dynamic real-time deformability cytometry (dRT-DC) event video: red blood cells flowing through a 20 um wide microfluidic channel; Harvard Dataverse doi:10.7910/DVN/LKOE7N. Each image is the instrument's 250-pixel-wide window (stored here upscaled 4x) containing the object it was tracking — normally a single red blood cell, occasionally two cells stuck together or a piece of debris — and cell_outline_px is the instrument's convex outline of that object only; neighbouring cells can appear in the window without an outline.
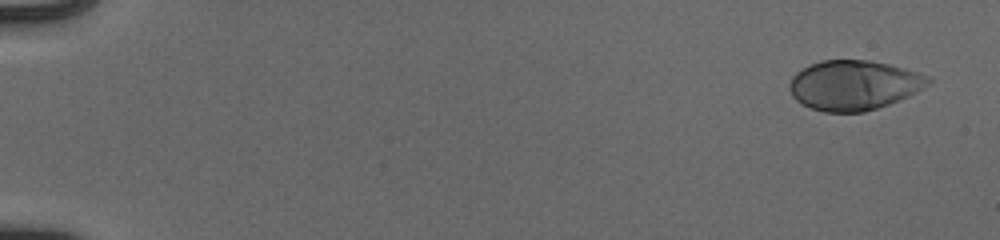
{"species": "human", "species_latin": "Homo sapiens", "temperature_condition": "cold", "stored_images_in_passage": 52, "camera_frame_rate_fps": 3000, "um_per_image_px": 0.085, "donor": {"sex": "male"}, "frame": {"image": 1, "passage_image": 1, "time_ms": 0.0, "image_size_px": [1000, 240], "cell_outline_px": [[932, 80], [928, 84], [908, 96], [888, 104], [864, 112], [824, 112], [812, 108], [796, 100], [792, 96], [788, 88], [792, 76], [796, 72], [820, 60], [868, 60], [888, 64], [916, 72], [928, 76]], "centroid_in_image_um": [72.54, 7.24], "position_along_channel_um": 12.5, "area_um2": 39.82}}
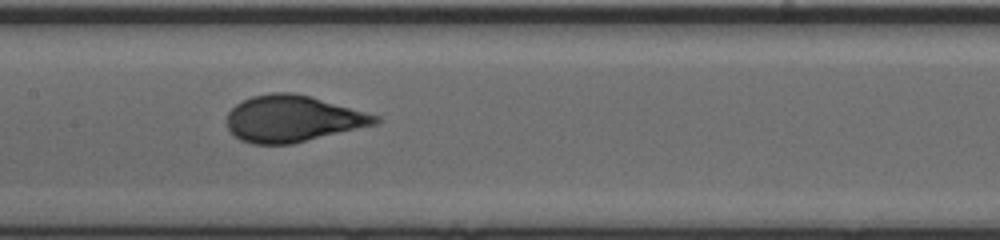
{"frame": {"image": 2, "passage_image": 27, "time_ms": 8.667, "image_size_px": [1000, 240], "cell_outline_px": [[380, 120], [376, 124], [292, 144], [252, 144], [240, 140], [228, 128], [228, 112], [236, 104], [252, 96], [272, 92], [292, 92], [308, 96], [380, 116]], "centroid_in_image_um": [24.86, 10.09], "position_along_channel_um": 182.5, "area_um2": 39.71}}
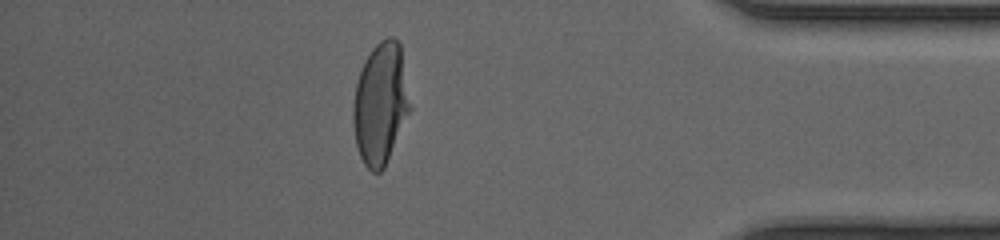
{"frame": {"image": 3, "passage_image": 46, "time_ms": 15.0, "image_size_px": [1000, 240], "cell_outline_px": [[412, 108], [384, 168], [380, 172], [372, 172], [364, 164], [360, 156], [356, 144], [352, 120], [352, 108], [356, 84], [364, 60], [372, 48], [380, 40], [388, 36], [392, 36], [400, 44]], "centroid_in_image_um": [32.35, 8.8], "position_along_channel_um": 402.9, "area_um2": 40.52}, "authors_computed_cell_mechanics": {"area_um2": 39.9687, "velocity_mm_per_s": 3.9549, "shape_relaxation_time_tau1_ms": 4.5296, "shape_relaxation_time_tau2_ms": null, "deformation_change_tau1": 0.211, "deformation_change_tau2": null}}